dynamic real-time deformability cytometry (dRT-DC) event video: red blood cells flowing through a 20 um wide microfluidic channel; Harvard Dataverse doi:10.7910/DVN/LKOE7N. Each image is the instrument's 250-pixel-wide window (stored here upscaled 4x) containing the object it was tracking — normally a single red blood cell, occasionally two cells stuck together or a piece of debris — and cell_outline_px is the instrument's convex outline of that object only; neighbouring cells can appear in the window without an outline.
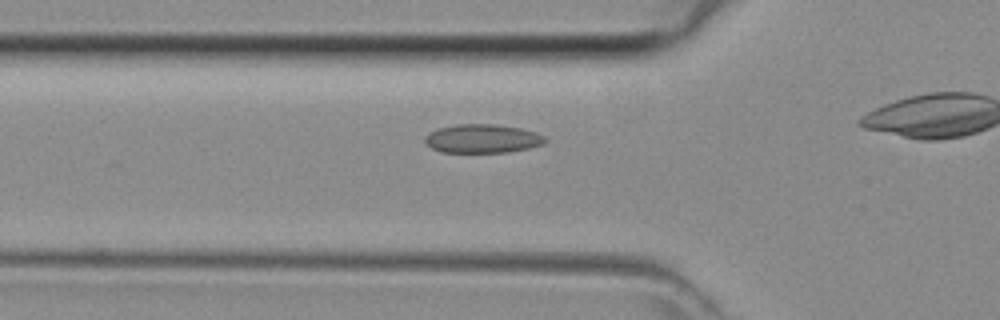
{"species": "common noctule bat (a hibernating species)", "species_latin": "Nyctalus noctula", "temperature_condition": "room temperature", "stored_images_in_passage": 13, "camera_frame_rate_fps": 3000, "um_per_image_px": 0.085, "animal": {"sex": "female", "body_mass_g": 29.2, "forearm_length_mm": 56.3}, "frame": {"image": 1, "passage_image": 12, "time_ms": 3.667, "image_size_px": [1000, 320], "cell_outline_px": [[544, 144], [528, 148], [508, 152], [440, 152], [432, 148], [424, 140], [424, 136], [428, 132], [440, 128], [456, 124], [492, 124], [520, 128], [536, 132], [544, 136]], "centroid_in_image_um": [40.98, 11.78], "position_along_channel_um": 84.8, "area_um2": 20.0}}